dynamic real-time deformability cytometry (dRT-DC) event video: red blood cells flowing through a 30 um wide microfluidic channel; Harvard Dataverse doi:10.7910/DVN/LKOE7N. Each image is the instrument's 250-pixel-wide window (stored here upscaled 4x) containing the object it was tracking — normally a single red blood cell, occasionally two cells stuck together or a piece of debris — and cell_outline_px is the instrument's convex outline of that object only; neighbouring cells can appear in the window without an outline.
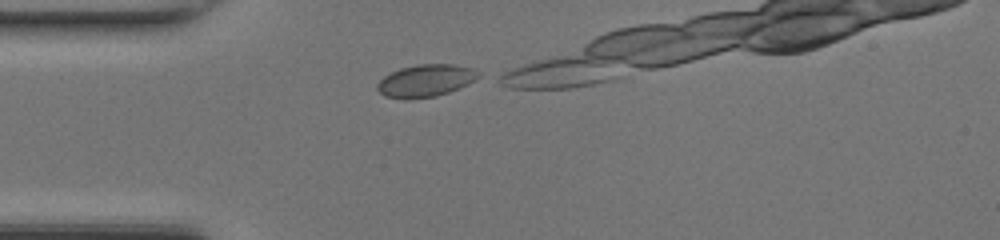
{"species": "common noctule bat (a hibernating species)", "species_latin": "Nyctalus noctula", "temperature_condition": "room temperature", "stored_images_in_passage": 6, "camera_frame_rate_fps": 3000, "um_per_image_px": 0.085, "animal": {"sex": "female", "body_mass_g": 17.0, "forearm_length_mm": 48.0}, "frame": {"image": 1, "passage_image": 1, "time_ms": 0.0, "image_size_px": [1000, 240], "cell_outline_px": [[480, 76], [468, 84], [448, 92], [436, 96], [404, 100], [384, 96], [376, 88], [376, 84], [384, 76], [400, 68], [416, 64], [456, 64], [472, 68], [480, 72]], "centroid_in_image_um": [36.16, 6.85], "position_along_channel_um": 48.8, "area_um2": 19.19}}